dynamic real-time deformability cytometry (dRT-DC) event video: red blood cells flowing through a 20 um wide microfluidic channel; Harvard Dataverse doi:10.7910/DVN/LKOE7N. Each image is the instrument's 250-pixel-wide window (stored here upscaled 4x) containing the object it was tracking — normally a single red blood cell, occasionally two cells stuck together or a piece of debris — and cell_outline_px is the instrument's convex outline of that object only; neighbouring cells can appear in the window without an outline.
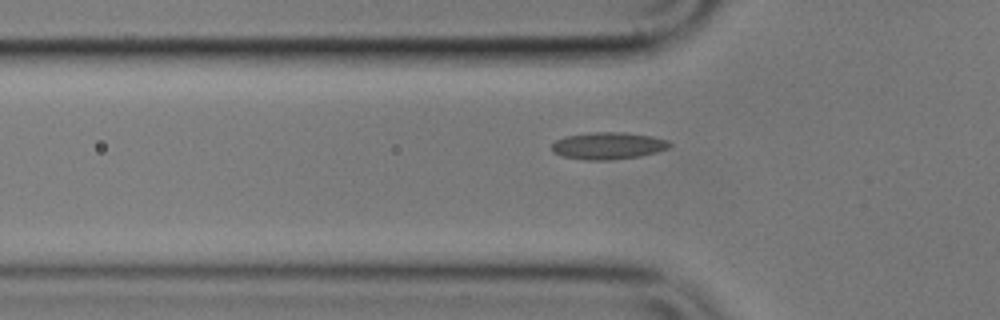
{"species": "common noctule bat (a hibernating species)", "species_latin": "Nyctalus noctula", "temperature_condition": "cold", "stored_images_in_passage": 38, "camera_frame_rate_fps": 3000, "um_per_image_px": 0.085, "animal": {"sex": "male", "body_mass_g": 17.9}, "frame": {"image": 1, "passage_image": 7, "time_ms": 2.0, "image_size_px": [1000, 320], "cell_outline_px": [[672, 144], [668, 148], [656, 152], [640, 156], [612, 160], [584, 160], [564, 156], [552, 152], [552, 144], [556, 140], [568, 136], [592, 132], [620, 132], [652, 136], [668, 140]], "centroid_in_image_um": [51.7, 12.39], "position_along_channel_um": 74.1, "area_um2": 18.5}}
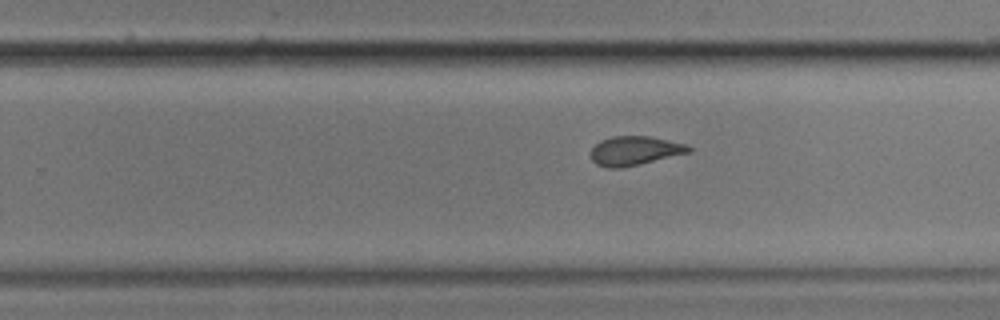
{"frame": {"image": 2, "passage_image": 24, "time_ms": 7.667, "image_size_px": [1000, 320], "cell_outline_px": [[692, 148], [688, 152], [620, 168], [608, 168], [596, 164], [592, 160], [592, 148], [600, 140], [612, 136], [648, 136], [684, 144]], "centroid_in_image_um": [53.88, 12.8], "position_along_channel_um": 275.9, "area_um2": 16.07}}
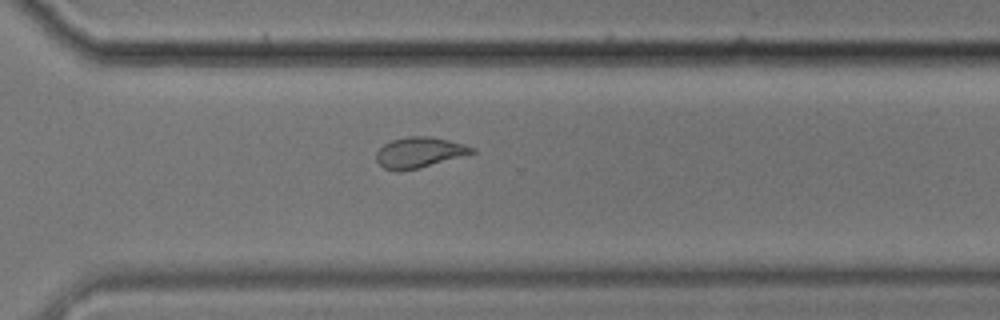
{"frame": {"image": 3, "passage_image": 29, "time_ms": 9.333, "image_size_px": [1000, 320], "cell_outline_px": [[476, 152], [416, 168], [384, 168], [376, 160], [376, 152], [384, 144], [392, 140], [408, 136], [428, 136], [448, 140], [464, 144], [476, 148]], "centroid_in_image_um": [35.66, 12.91], "position_along_channel_um": 334.9, "area_um2": 16.3}, "authors_computed_cell_mechanics": {"area_um2": 16.5308, "velocity_mm_per_s": 3.5522, "shape_relaxation_time_tau1_ms": null, "shape_relaxation_time_tau2_ms": 2.1259, "deformation_change_tau1": null, "deformation_change_tau2": 0.0836}}